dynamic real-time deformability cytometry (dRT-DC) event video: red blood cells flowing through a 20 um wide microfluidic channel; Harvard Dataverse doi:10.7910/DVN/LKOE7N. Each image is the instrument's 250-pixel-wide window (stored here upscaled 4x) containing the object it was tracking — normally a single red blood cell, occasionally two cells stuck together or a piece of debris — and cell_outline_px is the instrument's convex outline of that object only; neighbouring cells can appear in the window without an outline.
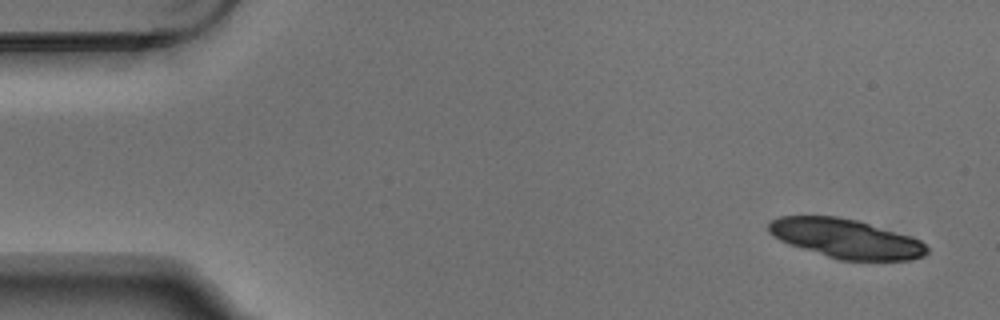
{"species": "Egyptian fruit bat (a non-hibernating species)", "species_latin": "Rousettus aegyptiacus", "temperature_condition": "warm", "stored_images_in_passage": 5, "camera_frame_rate_fps": 3000, "um_per_image_px": 0.085, "animal": {"sex": "male"}, "frame": {"image": 1, "passage_image": 1, "time_ms": 0.0, "image_size_px": [1000, 320], "cell_outline_px": [[928, 252], [924, 256], [912, 260], [840, 260], [788, 244], [772, 236], [768, 232], [768, 224], [772, 220], [780, 216], [836, 216], [856, 220], [896, 232], [920, 240], [928, 248]], "centroid_in_image_um": [71.88, 20.28], "position_along_channel_um": 13.1, "area_um2": 35.89}}